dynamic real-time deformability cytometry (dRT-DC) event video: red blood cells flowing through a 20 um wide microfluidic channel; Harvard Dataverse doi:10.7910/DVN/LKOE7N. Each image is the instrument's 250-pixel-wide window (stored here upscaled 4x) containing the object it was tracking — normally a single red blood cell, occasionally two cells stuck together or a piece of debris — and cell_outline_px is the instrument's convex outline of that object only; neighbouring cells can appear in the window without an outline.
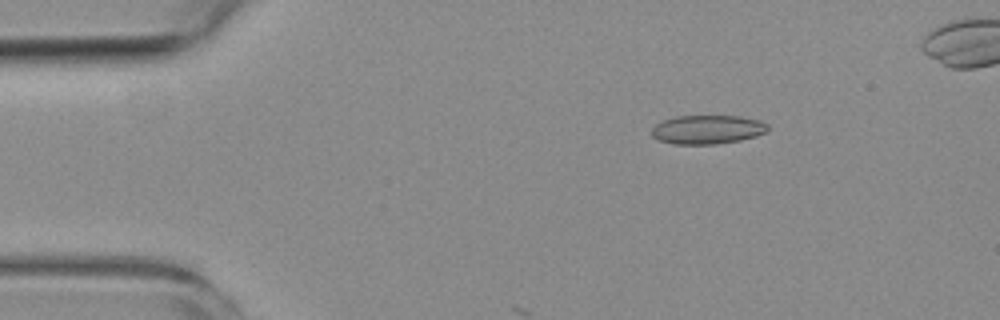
{"species": "common noctule bat (a hibernating species)", "species_latin": "Nyctalus noctula", "temperature_condition": "room temperature", "stored_images_in_passage": 6, "camera_frame_rate_fps": 3000, "um_per_image_px": 0.085, "animal": {"sex": "female", "body_mass_g": 19.3, "forearm_length_mm": 54.1}, "frame": {"image": 1, "passage_image": 3, "time_ms": 2.333, "image_size_px": [1000, 320], "cell_outline_px": [[768, 128], [764, 132], [756, 136], [740, 140], [716, 144], [672, 144], [660, 140], [652, 136], [652, 128], [656, 124], [664, 120], [676, 116], [740, 116], [760, 120], [768, 124]], "centroid_in_image_um": [60.13, 11.01], "position_along_channel_um": 24.9, "area_um2": 19.48}}